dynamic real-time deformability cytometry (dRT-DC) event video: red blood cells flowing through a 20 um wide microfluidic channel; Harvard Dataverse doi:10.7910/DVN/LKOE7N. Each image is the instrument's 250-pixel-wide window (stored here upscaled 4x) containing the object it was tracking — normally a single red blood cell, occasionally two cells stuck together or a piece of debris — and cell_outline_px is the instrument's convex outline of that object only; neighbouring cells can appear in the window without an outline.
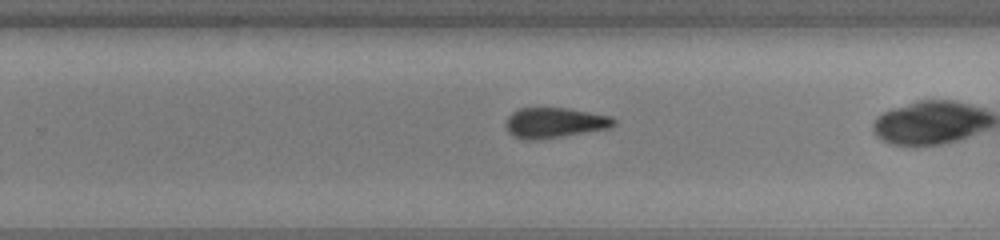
{"species": "common noctule bat (a hibernating species)", "species_latin": "Nyctalus noctula", "temperature_condition": "cold", "stored_images_in_passage": 40, "camera_frame_rate_fps": 3000, "um_per_image_px": 0.085, "animal": {"sex": "male", "body_mass_g": 13.0, "forearm_length_mm": 53.1}, "frame": {"image": 1, "passage_image": 33, "time_ms": 10.667, "image_size_px": [1000, 240], "cell_outline_px": [[616, 124], [612, 128], [536, 140], [524, 140], [512, 136], [508, 132], [504, 124], [508, 116], [512, 112], [520, 108], [568, 108], [612, 116], [616, 120]], "centroid_in_image_um": [47.14, 10.43], "position_along_channel_um": 282.7, "area_um2": 19.31}}
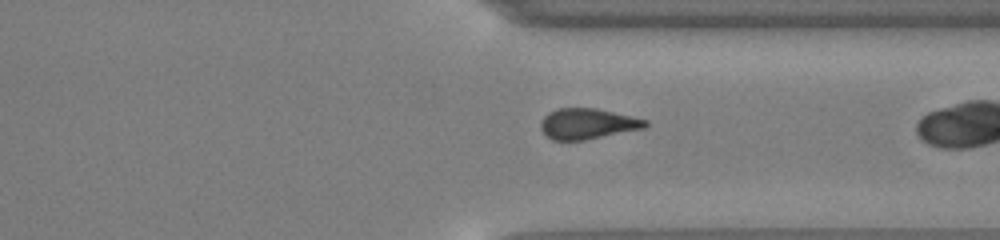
{"frame": {"image": 2, "passage_image": 39, "time_ms": 12.667, "image_size_px": [1000, 240], "cell_outline_px": [[648, 124], [644, 128], [584, 140], [552, 140], [540, 128], [540, 120], [548, 112], [556, 108], [596, 108], [632, 116], [648, 120]], "centroid_in_image_um": [49.92, 10.51], "position_along_channel_um": 361.5, "area_um2": 18.67}}